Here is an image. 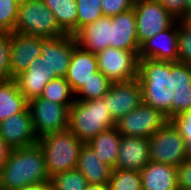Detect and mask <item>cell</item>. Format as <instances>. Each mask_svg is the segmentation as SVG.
Listing matches in <instances>:
<instances>
[{
    "instance_id": "836d02e7",
    "label": "cell",
    "mask_w": 191,
    "mask_h": 190,
    "mask_svg": "<svg viewBox=\"0 0 191 190\" xmlns=\"http://www.w3.org/2000/svg\"><path fill=\"white\" fill-rule=\"evenodd\" d=\"M186 141L187 158H191V111H185L170 119Z\"/></svg>"
},
{
    "instance_id": "f1b7e54d",
    "label": "cell",
    "mask_w": 191,
    "mask_h": 190,
    "mask_svg": "<svg viewBox=\"0 0 191 190\" xmlns=\"http://www.w3.org/2000/svg\"><path fill=\"white\" fill-rule=\"evenodd\" d=\"M111 190H142L140 171L112 169Z\"/></svg>"
},
{
    "instance_id": "277c9868",
    "label": "cell",
    "mask_w": 191,
    "mask_h": 190,
    "mask_svg": "<svg viewBox=\"0 0 191 190\" xmlns=\"http://www.w3.org/2000/svg\"><path fill=\"white\" fill-rule=\"evenodd\" d=\"M37 144L43 151L47 173L51 177L54 174L77 167L79 154L84 142L67 129L46 134L38 138Z\"/></svg>"
},
{
    "instance_id": "ee69618b",
    "label": "cell",
    "mask_w": 191,
    "mask_h": 190,
    "mask_svg": "<svg viewBox=\"0 0 191 190\" xmlns=\"http://www.w3.org/2000/svg\"><path fill=\"white\" fill-rule=\"evenodd\" d=\"M186 21L191 24V12L189 13L188 17L186 18Z\"/></svg>"
},
{
    "instance_id": "603a6c76",
    "label": "cell",
    "mask_w": 191,
    "mask_h": 190,
    "mask_svg": "<svg viewBox=\"0 0 191 190\" xmlns=\"http://www.w3.org/2000/svg\"><path fill=\"white\" fill-rule=\"evenodd\" d=\"M28 109V100L20 93L15 79L0 80V122Z\"/></svg>"
},
{
    "instance_id": "9a60e30c",
    "label": "cell",
    "mask_w": 191,
    "mask_h": 190,
    "mask_svg": "<svg viewBox=\"0 0 191 190\" xmlns=\"http://www.w3.org/2000/svg\"><path fill=\"white\" fill-rule=\"evenodd\" d=\"M178 21L166 30L146 40L139 50V58L178 62Z\"/></svg>"
},
{
    "instance_id": "8fae6325",
    "label": "cell",
    "mask_w": 191,
    "mask_h": 190,
    "mask_svg": "<svg viewBox=\"0 0 191 190\" xmlns=\"http://www.w3.org/2000/svg\"><path fill=\"white\" fill-rule=\"evenodd\" d=\"M102 98L116 122L143 102L141 83L138 78L112 83L109 91Z\"/></svg>"
},
{
    "instance_id": "2e32d148",
    "label": "cell",
    "mask_w": 191,
    "mask_h": 190,
    "mask_svg": "<svg viewBox=\"0 0 191 190\" xmlns=\"http://www.w3.org/2000/svg\"><path fill=\"white\" fill-rule=\"evenodd\" d=\"M58 78L55 73H50L42 56L36 57L30 66L14 79L20 93L28 100L40 97L46 84L52 79Z\"/></svg>"
},
{
    "instance_id": "8d00e7d4",
    "label": "cell",
    "mask_w": 191,
    "mask_h": 190,
    "mask_svg": "<svg viewBox=\"0 0 191 190\" xmlns=\"http://www.w3.org/2000/svg\"><path fill=\"white\" fill-rule=\"evenodd\" d=\"M191 86L190 64L174 62V87Z\"/></svg>"
},
{
    "instance_id": "7bdbcfd3",
    "label": "cell",
    "mask_w": 191,
    "mask_h": 190,
    "mask_svg": "<svg viewBox=\"0 0 191 190\" xmlns=\"http://www.w3.org/2000/svg\"><path fill=\"white\" fill-rule=\"evenodd\" d=\"M190 12H191V0H186V18L188 17Z\"/></svg>"
},
{
    "instance_id": "f35d334b",
    "label": "cell",
    "mask_w": 191,
    "mask_h": 190,
    "mask_svg": "<svg viewBox=\"0 0 191 190\" xmlns=\"http://www.w3.org/2000/svg\"><path fill=\"white\" fill-rule=\"evenodd\" d=\"M177 186L179 190H191V158L177 167Z\"/></svg>"
},
{
    "instance_id": "30bf717a",
    "label": "cell",
    "mask_w": 191,
    "mask_h": 190,
    "mask_svg": "<svg viewBox=\"0 0 191 190\" xmlns=\"http://www.w3.org/2000/svg\"><path fill=\"white\" fill-rule=\"evenodd\" d=\"M167 118L159 110L143 102L116 121L115 127L122 136L150 138L166 122Z\"/></svg>"
},
{
    "instance_id": "5b68a950",
    "label": "cell",
    "mask_w": 191,
    "mask_h": 190,
    "mask_svg": "<svg viewBox=\"0 0 191 190\" xmlns=\"http://www.w3.org/2000/svg\"><path fill=\"white\" fill-rule=\"evenodd\" d=\"M14 31L42 38L66 35L42 0H23L20 3Z\"/></svg>"
},
{
    "instance_id": "52a82bcc",
    "label": "cell",
    "mask_w": 191,
    "mask_h": 190,
    "mask_svg": "<svg viewBox=\"0 0 191 190\" xmlns=\"http://www.w3.org/2000/svg\"><path fill=\"white\" fill-rule=\"evenodd\" d=\"M35 135L38 138L68 129L69 107L41 97L28 101Z\"/></svg>"
},
{
    "instance_id": "d4e9b609",
    "label": "cell",
    "mask_w": 191,
    "mask_h": 190,
    "mask_svg": "<svg viewBox=\"0 0 191 190\" xmlns=\"http://www.w3.org/2000/svg\"><path fill=\"white\" fill-rule=\"evenodd\" d=\"M52 11L59 27L66 33H77V4L76 0H42Z\"/></svg>"
},
{
    "instance_id": "ffe728a7",
    "label": "cell",
    "mask_w": 191,
    "mask_h": 190,
    "mask_svg": "<svg viewBox=\"0 0 191 190\" xmlns=\"http://www.w3.org/2000/svg\"><path fill=\"white\" fill-rule=\"evenodd\" d=\"M142 190H179L177 167L150 161L140 170Z\"/></svg>"
},
{
    "instance_id": "8992f818",
    "label": "cell",
    "mask_w": 191,
    "mask_h": 190,
    "mask_svg": "<svg viewBox=\"0 0 191 190\" xmlns=\"http://www.w3.org/2000/svg\"><path fill=\"white\" fill-rule=\"evenodd\" d=\"M150 161L179 167L186 159V141L168 120L149 138Z\"/></svg>"
},
{
    "instance_id": "7a4b0ae2",
    "label": "cell",
    "mask_w": 191,
    "mask_h": 190,
    "mask_svg": "<svg viewBox=\"0 0 191 190\" xmlns=\"http://www.w3.org/2000/svg\"><path fill=\"white\" fill-rule=\"evenodd\" d=\"M44 182H50V176L41 147L36 144L11 149L0 171V190H14Z\"/></svg>"
},
{
    "instance_id": "4fadbf2b",
    "label": "cell",
    "mask_w": 191,
    "mask_h": 190,
    "mask_svg": "<svg viewBox=\"0 0 191 190\" xmlns=\"http://www.w3.org/2000/svg\"><path fill=\"white\" fill-rule=\"evenodd\" d=\"M0 137L10 148H25L38 143L29 109L0 122Z\"/></svg>"
},
{
    "instance_id": "7402d4cb",
    "label": "cell",
    "mask_w": 191,
    "mask_h": 190,
    "mask_svg": "<svg viewBox=\"0 0 191 190\" xmlns=\"http://www.w3.org/2000/svg\"><path fill=\"white\" fill-rule=\"evenodd\" d=\"M90 184H109L112 168L101 161L92 147L84 143L76 167Z\"/></svg>"
},
{
    "instance_id": "d6a6232c",
    "label": "cell",
    "mask_w": 191,
    "mask_h": 190,
    "mask_svg": "<svg viewBox=\"0 0 191 190\" xmlns=\"http://www.w3.org/2000/svg\"><path fill=\"white\" fill-rule=\"evenodd\" d=\"M185 111H191V86L174 89L172 101V118Z\"/></svg>"
},
{
    "instance_id": "4316f807",
    "label": "cell",
    "mask_w": 191,
    "mask_h": 190,
    "mask_svg": "<svg viewBox=\"0 0 191 190\" xmlns=\"http://www.w3.org/2000/svg\"><path fill=\"white\" fill-rule=\"evenodd\" d=\"M112 82L100 71L92 75L75 94V100H94L102 98L110 89Z\"/></svg>"
},
{
    "instance_id": "e0dca14e",
    "label": "cell",
    "mask_w": 191,
    "mask_h": 190,
    "mask_svg": "<svg viewBox=\"0 0 191 190\" xmlns=\"http://www.w3.org/2000/svg\"><path fill=\"white\" fill-rule=\"evenodd\" d=\"M149 139L122 136L114 169L140 171L150 162Z\"/></svg>"
},
{
    "instance_id": "e575fe53",
    "label": "cell",
    "mask_w": 191,
    "mask_h": 190,
    "mask_svg": "<svg viewBox=\"0 0 191 190\" xmlns=\"http://www.w3.org/2000/svg\"><path fill=\"white\" fill-rule=\"evenodd\" d=\"M10 79V33H0V80Z\"/></svg>"
},
{
    "instance_id": "3957f363",
    "label": "cell",
    "mask_w": 191,
    "mask_h": 190,
    "mask_svg": "<svg viewBox=\"0 0 191 190\" xmlns=\"http://www.w3.org/2000/svg\"><path fill=\"white\" fill-rule=\"evenodd\" d=\"M115 125L116 122L103 98L75 100L69 109L68 130L84 143H88L99 133Z\"/></svg>"
},
{
    "instance_id": "484cf974",
    "label": "cell",
    "mask_w": 191,
    "mask_h": 190,
    "mask_svg": "<svg viewBox=\"0 0 191 190\" xmlns=\"http://www.w3.org/2000/svg\"><path fill=\"white\" fill-rule=\"evenodd\" d=\"M40 97L61 105H66L69 108L75 102V94L65 77H58L49 81Z\"/></svg>"
},
{
    "instance_id": "cb8c5ba5",
    "label": "cell",
    "mask_w": 191,
    "mask_h": 190,
    "mask_svg": "<svg viewBox=\"0 0 191 190\" xmlns=\"http://www.w3.org/2000/svg\"><path fill=\"white\" fill-rule=\"evenodd\" d=\"M120 140L121 134L116 127H113L99 133L87 144L92 147L101 161L114 169L118 158Z\"/></svg>"
},
{
    "instance_id": "d6986e66",
    "label": "cell",
    "mask_w": 191,
    "mask_h": 190,
    "mask_svg": "<svg viewBox=\"0 0 191 190\" xmlns=\"http://www.w3.org/2000/svg\"><path fill=\"white\" fill-rule=\"evenodd\" d=\"M98 71L96 54L75 46L65 79L69 82L74 94L87 83Z\"/></svg>"
},
{
    "instance_id": "74e56055",
    "label": "cell",
    "mask_w": 191,
    "mask_h": 190,
    "mask_svg": "<svg viewBox=\"0 0 191 190\" xmlns=\"http://www.w3.org/2000/svg\"><path fill=\"white\" fill-rule=\"evenodd\" d=\"M177 21L186 20V0H157Z\"/></svg>"
},
{
    "instance_id": "7c38bea8",
    "label": "cell",
    "mask_w": 191,
    "mask_h": 190,
    "mask_svg": "<svg viewBox=\"0 0 191 190\" xmlns=\"http://www.w3.org/2000/svg\"><path fill=\"white\" fill-rule=\"evenodd\" d=\"M76 45V38L71 34L57 38L41 37V56L44 58L50 73H55L57 77H65Z\"/></svg>"
},
{
    "instance_id": "d590c367",
    "label": "cell",
    "mask_w": 191,
    "mask_h": 190,
    "mask_svg": "<svg viewBox=\"0 0 191 190\" xmlns=\"http://www.w3.org/2000/svg\"><path fill=\"white\" fill-rule=\"evenodd\" d=\"M135 0H101L103 16L112 17L133 8Z\"/></svg>"
},
{
    "instance_id": "ab89813d",
    "label": "cell",
    "mask_w": 191,
    "mask_h": 190,
    "mask_svg": "<svg viewBox=\"0 0 191 190\" xmlns=\"http://www.w3.org/2000/svg\"><path fill=\"white\" fill-rule=\"evenodd\" d=\"M10 151L11 149L5 144V142L0 137V171L3 168Z\"/></svg>"
},
{
    "instance_id": "4dcf8cb0",
    "label": "cell",
    "mask_w": 191,
    "mask_h": 190,
    "mask_svg": "<svg viewBox=\"0 0 191 190\" xmlns=\"http://www.w3.org/2000/svg\"><path fill=\"white\" fill-rule=\"evenodd\" d=\"M19 5L15 0H0V33L14 32Z\"/></svg>"
},
{
    "instance_id": "6da1fadb",
    "label": "cell",
    "mask_w": 191,
    "mask_h": 190,
    "mask_svg": "<svg viewBox=\"0 0 191 190\" xmlns=\"http://www.w3.org/2000/svg\"><path fill=\"white\" fill-rule=\"evenodd\" d=\"M138 80L142 87L143 103L172 119L174 93V62L139 58Z\"/></svg>"
},
{
    "instance_id": "83f0119b",
    "label": "cell",
    "mask_w": 191,
    "mask_h": 190,
    "mask_svg": "<svg viewBox=\"0 0 191 190\" xmlns=\"http://www.w3.org/2000/svg\"><path fill=\"white\" fill-rule=\"evenodd\" d=\"M87 184L86 178L77 168L50 177L51 190H86Z\"/></svg>"
},
{
    "instance_id": "44dd1931",
    "label": "cell",
    "mask_w": 191,
    "mask_h": 190,
    "mask_svg": "<svg viewBox=\"0 0 191 190\" xmlns=\"http://www.w3.org/2000/svg\"><path fill=\"white\" fill-rule=\"evenodd\" d=\"M111 17L102 16L97 21L80 29L74 36L77 44L92 53L110 47Z\"/></svg>"
},
{
    "instance_id": "5bb4252c",
    "label": "cell",
    "mask_w": 191,
    "mask_h": 190,
    "mask_svg": "<svg viewBox=\"0 0 191 190\" xmlns=\"http://www.w3.org/2000/svg\"><path fill=\"white\" fill-rule=\"evenodd\" d=\"M41 37L10 33V74L14 79L25 71L32 61L41 56Z\"/></svg>"
},
{
    "instance_id": "9c48e42d",
    "label": "cell",
    "mask_w": 191,
    "mask_h": 190,
    "mask_svg": "<svg viewBox=\"0 0 191 190\" xmlns=\"http://www.w3.org/2000/svg\"><path fill=\"white\" fill-rule=\"evenodd\" d=\"M133 9L139 46L177 21L157 0H135Z\"/></svg>"
},
{
    "instance_id": "60d3db41",
    "label": "cell",
    "mask_w": 191,
    "mask_h": 190,
    "mask_svg": "<svg viewBox=\"0 0 191 190\" xmlns=\"http://www.w3.org/2000/svg\"><path fill=\"white\" fill-rule=\"evenodd\" d=\"M14 190H51L50 182L34 183Z\"/></svg>"
},
{
    "instance_id": "b9f144b4",
    "label": "cell",
    "mask_w": 191,
    "mask_h": 190,
    "mask_svg": "<svg viewBox=\"0 0 191 190\" xmlns=\"http://www.w3.org/2000/svg\"><path fill=\"white\" fill-rule=\"evenodd\" d=\"M86 190H111L109 184H90L86 186Z\"/></svg>"
},
{
    "instance_id": "ac0fdd59",
    "label": "cell",
    "mask_w": 191,
    "mask_h": 190,
    "mask_svg": "<svg viewBox=\"0 0 191 190\" xmlns=\"http://www.w3.org/2000/svg\"><path fill=\"white\" fill-rule=\"evenodd\" d=\"M136 15L134 9L111 17L110 47L127 51H139Z\"/></svg>"
},
{
    "instance_id": "ba28073f",
    "label": "cell",
    "mask_w": 191,
    "mask_h": 190,
    "mask_svg": "<svg viewBox=\"0 0 191 190\" xmlns=\"http://www.w3.org/2000/svg\"><path fill=\"white\" fill-rule=\"evenodd\" d=\"M139 51L107 47L96 53L98 71L112 83L126 82L138 77Z\"/></svg>"
},
{
    "instance_id": "f546056e",
    "label": "cell",
    "mask_w": 191,
    "mask_h": 190,
    "mask_svg": "<svg viewBox=\"0 0 191 190\" xmlns=\"http://www.w3.org/2000/svg\"><path fill=\"white\" fill-rule=\"evenodd\" d=\"M77 32L103 16L101 0H76Z\"/></svg>"
},
{
    "instance_id": "1f68e13d",
    "label": "cell",
    "mask_w": 191,
    "mask_h": 190,
    "mask_svg": "<svg viewBox=\"0 0 191 190\" xmlns=\"http://www.w3.org/2000/svg\"><path fill=\"white\" fill-rule=\"evenodd\" d=\"M177 52L178 62L191 64V24L186 20L178 21Z\"/></svg>"
}]
</instances>
